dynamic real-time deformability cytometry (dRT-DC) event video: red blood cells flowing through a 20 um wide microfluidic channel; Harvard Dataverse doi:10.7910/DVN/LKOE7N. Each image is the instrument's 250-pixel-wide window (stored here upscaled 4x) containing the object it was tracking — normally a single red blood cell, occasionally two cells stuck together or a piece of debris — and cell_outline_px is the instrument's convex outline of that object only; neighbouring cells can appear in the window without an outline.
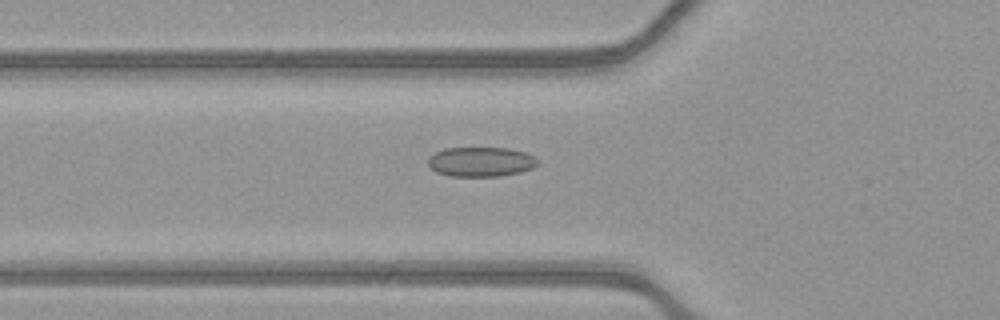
{"species": "common noctule bat (a hibernating species)", "species_latin": "Nyctalus noctula", "temperature_condition": "warm", "stored_images_in_passage": 49, "camera_frame_rate_fps": 3000, "um_per_image_px": 0.085, "animal": {"sex": "female", "body_mass_g": 21.9}, "frame": {"image": 1, "passage_image": 15, "time_ms": 4.667, "image_size_px": [1000, 320], "cell_outline_px": [[540, 164], [532, 168], [520, 172], [496, 176], [448, 176], [436, 172], [428, 164], [428, 156], [444, 148], [508, 148], [524, 152], [536, 156], [540, 160]], "centroid_in_image_um": [40.9, 13.75], "position_along_channel_um": 84.9, "area_um2": 19.07}}
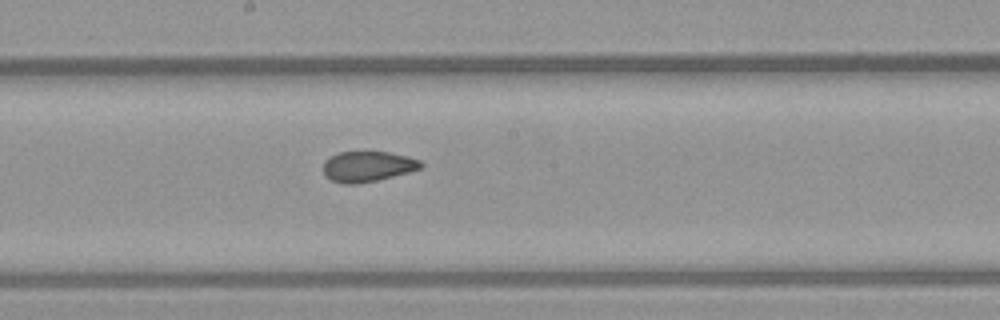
{"frame": {"image": 2, "passage_image": 25, "time_ms": 8.0, "image_size_px": [1000, 320], "cell_outline_px": [[424, 164], [420, 168], [408, 172], [376, 180], [356, 184], [344, 184], [332, 180], [324, 176], [324, 160], [340, 152], [388, 152], [408, 156], [420, 160]], "centroid_in_image_um": [31.24, 14.15], "position_along_channel_um": 217.0, "area_um2": 17.17}}
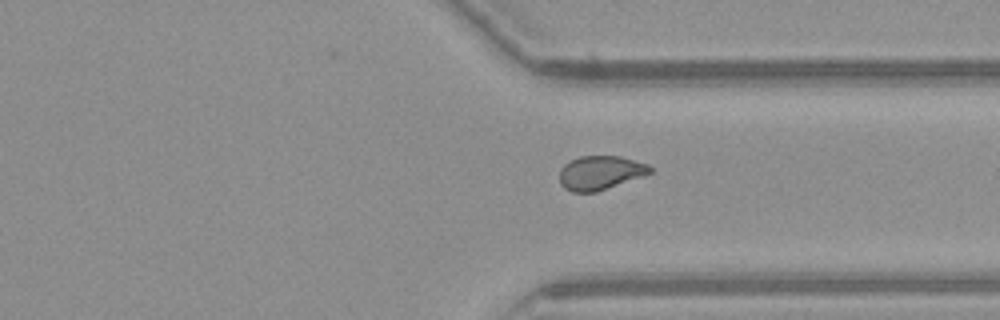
{"frame": {"image": 3, "passage_image": 36, "time_ms": 11.667, "image_size_px": [1000, 320], "cell_outline_px": [[652, 172], [644, 176], [596, 192], [572, 192], [564, 188], [560, 184], [560, 168], [564, 164], [580, 156], [620, 156], [648, 164], [652, 168]], "centroid_in_image_um": [51.03, 14.69], "position_along_channel_um": 360.4, "area_um2": 17.98}}